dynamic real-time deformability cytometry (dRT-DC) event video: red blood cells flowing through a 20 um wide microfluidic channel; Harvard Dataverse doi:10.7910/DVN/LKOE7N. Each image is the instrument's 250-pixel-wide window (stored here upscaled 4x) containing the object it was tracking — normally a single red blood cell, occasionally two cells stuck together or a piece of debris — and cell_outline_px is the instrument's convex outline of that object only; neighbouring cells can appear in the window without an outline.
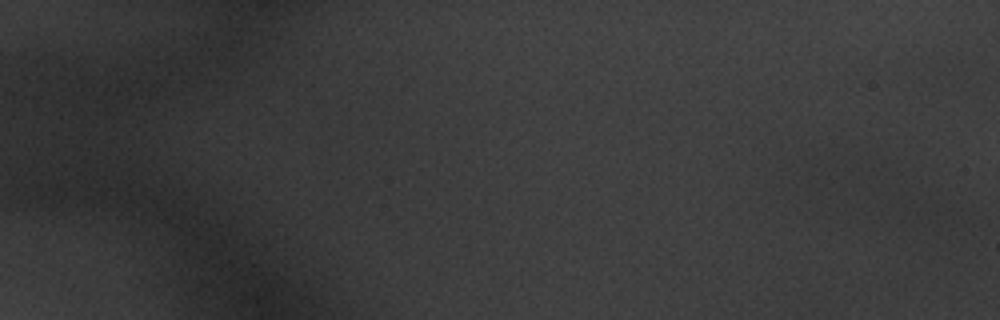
{"species": "common noctule bat (a hibernating species)", "species_latin": "Nyctalus noctula", "temperature_condition": "warm", "stored_images_in_passage": 2, "camera_frame_rate_fps": 3000, "um_per_image_px": 0.085, "animal": {"sex": "male", "body_mass_g": 20.1, "forearm_length_mm": 53.5}, "frame": {"image": 1, "passage_image": 2, "time_ms": 0.333, "image_size_px": [1000, 320], "cell_outline_px": [[956, 212], [952, 220], [948, 224], [912, 224], [900, 220], [884, 212], [880, 196], [896, 196], [948, 208]], "centroid_in_image_um": [77.88, 17.95], "position_along_channel_um": 7.1, "area_um2": 10.35}}